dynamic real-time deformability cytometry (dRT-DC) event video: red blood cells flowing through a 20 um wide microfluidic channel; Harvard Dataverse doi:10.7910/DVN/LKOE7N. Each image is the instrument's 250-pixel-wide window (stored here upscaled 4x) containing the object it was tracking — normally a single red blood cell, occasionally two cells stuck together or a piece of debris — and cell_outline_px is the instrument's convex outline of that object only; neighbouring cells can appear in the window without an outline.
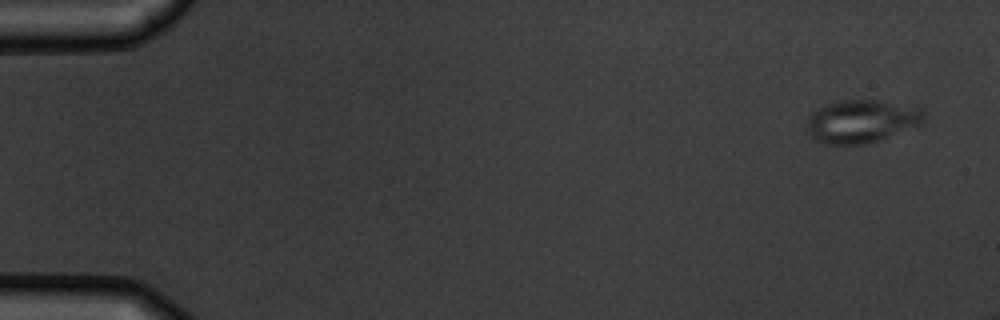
{"species": "common noctule bat (a hibernating species)", "species_latin": "Nyctalus noctula", "temperature_condition": "warm", "stored_images_in_passage": 4, "camera_frame_rate_fps": 3000, "um_per_image_px": 0.085, "animal": {"sex": "male", "body_mass_g": 19.5, "forearm_length_mm": 54.6}, "frame": {"image": 1, "passage_image": 1, "time_ms": 0.0, "image_size_px": [1000, 320], "cell_outline_px": [[924, 120], [920, 124], [876, 140], [864, 144], [824, 144], [816, 140], [808, 132], [808, 116], [824, 104], [844, 100], [880, 100], [924, 108]], "centroid_in_image_um": [73.22, 10.28], "position_along_channel_um": 11.8, "area_um2": 28.96}}